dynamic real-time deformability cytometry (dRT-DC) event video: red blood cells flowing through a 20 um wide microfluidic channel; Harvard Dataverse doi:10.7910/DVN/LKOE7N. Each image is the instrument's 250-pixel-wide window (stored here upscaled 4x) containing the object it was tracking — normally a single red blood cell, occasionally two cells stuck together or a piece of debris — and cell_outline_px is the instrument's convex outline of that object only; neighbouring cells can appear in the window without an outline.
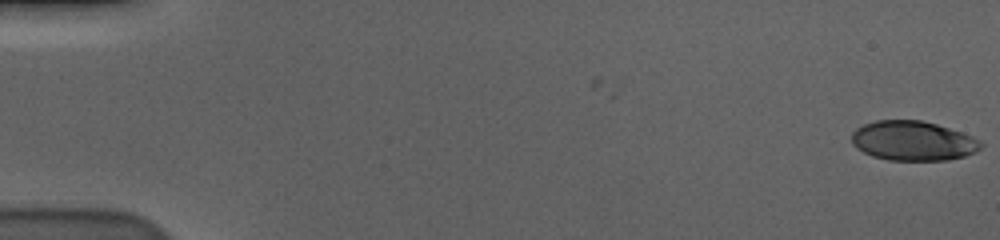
{"species": "human", "species_latin": "Homo sapiens", "temperature_condition": "cold", "stored_images_in_passage": 7, "camera_frame_rate_fps": 3000, "um_per_image_px": 0.085, "donor": {"sex": "male"}, "frame": {"image": 1, "passage_image": 7, "time_ms": 2.0, "image_size_px": [1000, 240], "cell_outline_px": [[984, 144], [980, 148], [964, 156], [948, 160], [888, 160], [872, 156], [856, 148], [852, 144], [852, 132], [856, 128], [864, 124], [876, 120], [920, 120], [936, 124], [972, 136], [980, 140]], "centroid_in_image_um": [77.57, 11.97], "position_along_channel_um": 7.4, "area_um2": 29.71}}